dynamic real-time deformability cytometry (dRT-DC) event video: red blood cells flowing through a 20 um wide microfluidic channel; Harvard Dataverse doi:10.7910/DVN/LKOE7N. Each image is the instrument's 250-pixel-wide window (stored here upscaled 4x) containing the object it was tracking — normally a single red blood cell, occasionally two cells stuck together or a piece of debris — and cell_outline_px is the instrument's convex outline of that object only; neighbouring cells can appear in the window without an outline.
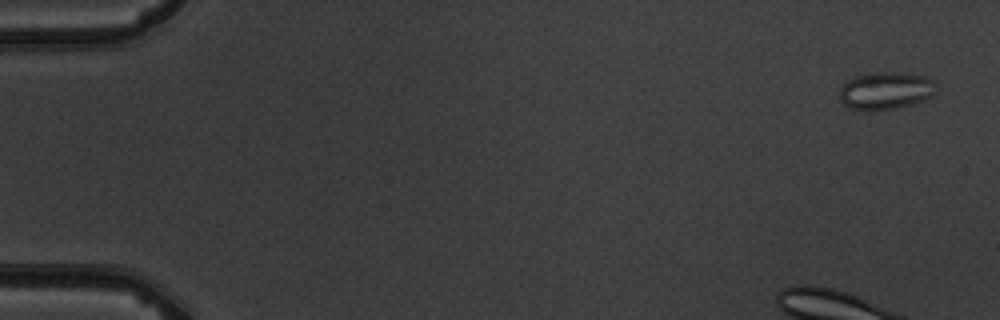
{"species": "common noctule bat (a hibernating species)", "species_latin": "Nyctalus noctula", "temperature_condition": "warm", "stored_images_in_passage": 5, "camera_frame_rate_fps": 3000, "um_per_image_px": 0.085, "animal": {"sex": "male", "body_mass_g": 19.5, "forearm_length_mm": 54.6}, "frame": {"image": 1, "passage_image": 1, "time_ms": 0.0, "image_size_px": [1000, 320], "cell_outline_px": [[936, 92], [932, 96], [924, 100], [912, 104], [892, 108], [852, 108], [844, 104], [840, 100], [840, 88], [848, 80], [856, 76], [880, 72], [900, 72], [928, 76], [936, 80]], "centroid_in_image_um": [75.37, 7.66], "position_along_channel_um": 9.6, "area_um2": 20.75}}
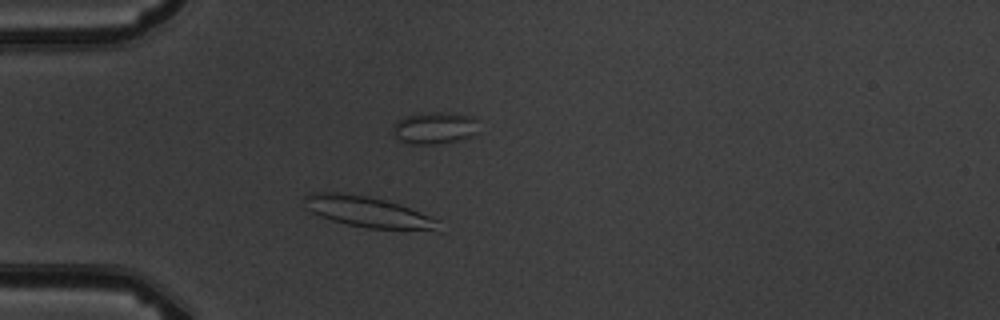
{"frame": {"image": 2, "passage_image": 5, "time_ms": 4.333, "image_size_px": [1000, 320], "cell_outline_px": [[440, 232], [368, 228], [348, 224], [332, 220], [320, 216], [312, 212], [308, 208], [304, 200], [304, 196], [308, 192], [336, 192], [368, 196], [400, 204], [440, 220]], "centroid_in_image_um": [31.37, 18.04], "position_along_channel_um": 53.6, "area_um2": 24.39}}